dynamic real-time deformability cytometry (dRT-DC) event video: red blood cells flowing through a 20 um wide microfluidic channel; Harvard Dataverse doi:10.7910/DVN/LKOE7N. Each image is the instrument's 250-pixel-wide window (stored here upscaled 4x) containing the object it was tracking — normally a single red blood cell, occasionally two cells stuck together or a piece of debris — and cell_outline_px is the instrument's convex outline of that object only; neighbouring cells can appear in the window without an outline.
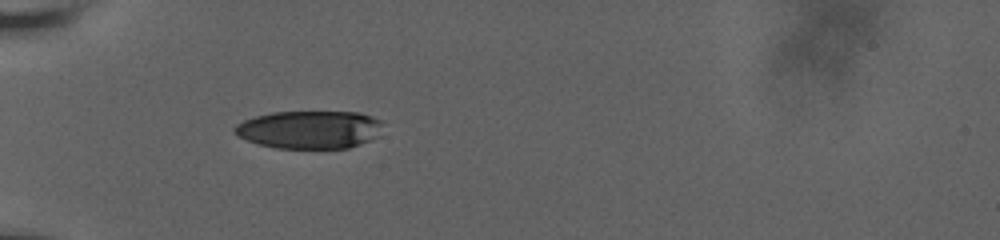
{"species": "human", "species_latin": "Homo sapiens", "temperature_condition": "room temperature", "stored_images_in_passage": 40, "camera_frame_rate_fps": 3000, "um_per_image_px": 0.085, "donor": {"sex": "male"}, "frame": {"image": 1, "passage_image": 1, "time_ms": 0.0, "image_size_px": [1000, 240], "cell_outline_px": [[380, 136], [360, 144], [348, 148], [276, 148], [260, 144], [248, 140], [240, 136], [232, 128], [236, 124], [244, 120], [256, 116], [272, 112], [360, 112], [372, 116], [380, 120]], "centroid_in_image_um": [26.34, 11.01], "position_along_channel_um": 58.7, "area_um2": 32.66}}
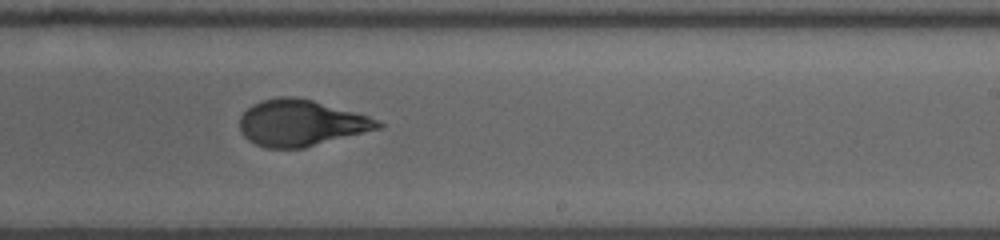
{"frame": {"image": 2, "passage_image": 19, "time_ms": 6.0, "image_size_px": [1000, 240], "cell_outline_px": [[384, 128], [304, 148], [264, 148], [248, 140], [240, 132], [240, 116], [252, 104], [260, 100], [280, 96], [296, 96], [312, 100], [368, 116], [384, 124]], "centroid_in_image_um": [25.57, 10.46], "position_along_channel_um": 263.4, "area_um2": 37.45}}
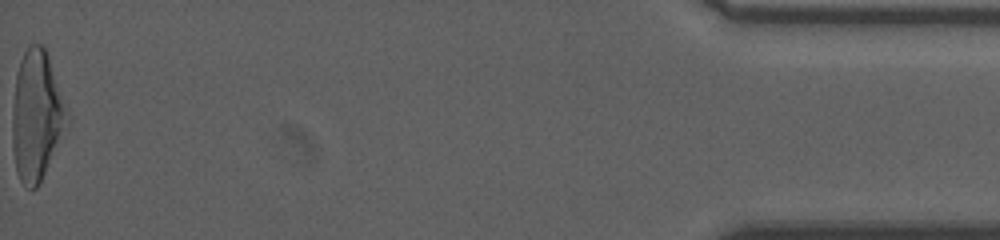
{"frame": {"image": 3, "passage_image": 40, "time_ms": 13.0, "image_size_px": [1000, 240], "cell_outline_px": [[72, 120], [40, 184], [36, 188], [28, 188], [20, 180], [16, 172], [12, 148], [12, 112], [16, 72], [20, 60], [28, 44], [44, 44], [48, 52], [68, 108]], "centroid_in_image_um": [3.15, 9.82], "position_along_channel_um": 432.0, "area_um2": 42.83}, "authors_computed_cell_mechanics": {"area_um2": 37.1654, "velocity_mm_per_s": 3.655, "shape_relaxation_time_tau1_ms": 9.0837, "shape_relaxation_time_tau2_ms": 0.8426, "deformation_change_tau1": 0.2666, "deformation_change_tau2": 0.0692}}